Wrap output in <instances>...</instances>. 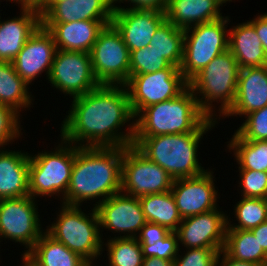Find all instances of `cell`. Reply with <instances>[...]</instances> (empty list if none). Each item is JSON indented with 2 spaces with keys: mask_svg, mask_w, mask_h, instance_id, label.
<instances>
[{
  "mask_svg": "<svg viewBox=\"0 0 267 266\" xmlns=\"http://www.w3.org/2000/svg\"><path fill=\"white\" fill-rule=\"evenodd\" d=\"M71 102L61 125V139L78 147L133 145L135 121H129L135 117L125 85L101 84ZM127 122L128 130L121 132Z\"/></svg>",
  "mask_w": 267,
  "mask_h": 266,
  "instance_id": "1",
  "label": "cell"
},
{
  "mask_svg": "<svg viewBox=\"0 0 267 266\" xmlns=\"http://www.w3.org/2000/svg\"><path fill=\"white\" fill-rule=\"evenodd\" d=\"M123 147H78L63 204L99 199L94 207L121 192ZM101 197V198H99Z\"/></svg>",
  "mask_w": 267,
  "mask_h": 266,
  "instance_id": "2",
  "label": "cell"
},
{
  "mask_svg": "<svg viewBox=\"0 0 267 266\" xmlns=\"http://www.w3.org/2000/svg\"><path fill=\"white\" fill-rule=\"evenodd\" d=\"M135 118L134 137L208 132L217 123L200 110L189 87L176 98L144 108Z\"/></svg>",
  "mask_w": 267,
  "mask_h": 266,
  "instance_id": "3",
  "label": "cell"
},
{
  "mask_svg": "<svg viewBox=\"0 0 267 266\" xmlns=\"http://www.w3.org/2000/svg\"><path fill=\"white\" fill-rule=\"evenodd\" d=\"M204 134L206 132L134 137L133 146L173 179L195 177L207 171L197 158L199 142Z\"/></svg>",
  "mask_w": 267,
  "mask_h": 266,
  "instance_id": "4",
  "label": "cell"
},
{
  "mask_svg": "<svg viewBox=\"0 0 267 266\" xmlns=\"http://www.w3.org/2000/svg\"><path fill=\"white\" fill-rule=\"evenodd\" d=\"M239 72L237 60L227 50L215 57L188 82V87L194 92L200 110L208 118L215 121L221 116L225 118L224 115L233 106L235 100ZM218 101L221 103L217 110L219 117L214 113L216 111L213 110L215 107L212 103H219Z\"/></svg>",
  "mask_w": 267,
  "mask_h": 266,
  "instance_id": "5",
  "label": "cell"
},
{
  "mask_svg": "<svg viewBox=\"0 0 267 266\" xmlns=\"http://www.w3.org/2000/svg\"><path fill=\"white\" fill-rule=\"evenodd\" d=\"M91 210V213L86 214L78 205L62 203L55 223L47 226L45 230L89 264L98 259L103 252L98 215L94 207Z\"/></svg>",
  "mask_w": 267,
  "mask_h": 266,
  "instance_id": "6",
  "label": "cell"
},
{
  "mask_svg": "<svg viewBox=\"0 0 267 266\" xmlns=\"http://www.w3.org/2000/svg\"><path fill=\"white\" fill-rule=\"evenodd\" d=\"M58 145L54 151L30 155L29 192L34 199L54 194L63 199L66 194L75 160V145L63 139Z\"/></svg>",
  "mask_w": 267,
  "mask_h": 266,
  "instance_id": "7",
  "label": "cell"
},
{
  "mask_svg": "<svg viewBox=\"0 0 267 266\" xmlns=\"http://www.w3.org/2000/svg\"><path fill=\"white\" fill-rule=\"evenodd\" d=\"M228 22L230 19L226 16L184 30L183 60L179 70L187 82L215 57L228 50Z\"/></svg>",
  "mask_w": 267,
  "mask_h": 266,
  "instance_id": "8",
  "label": "cell"
},
{
  "mask_svg": "<svg viewBox=\"0 0 267 266\" xmlns=\"http://www.w3.org/2000/svg\"><path fill=\"white\" fill-rule=\"evenodd\" d=\"M92 69L100 84L124 85L130 78V52L111 23L98 34L90 51Z\"/></svg>",
  "mask_w": 267,
  "mask_h": 266,
  "instance_id": "9",
  "label": "cell"
},
{
  "mask_svg": "<svg viewBox=\"0 0 267 266\" xmlns=\"http://www.w3.org/2000/svg\"><path fill=\"white\" fill-rule=\"evenodd\" d=\"M134 117L144 108L176 98L187 87L188 82L175 65L153 73L137 74L124 84Z\"/></svg>",
  "mask_w": 267,
  "mask_h": 266,
  "instance_id": "10",
  "label": "cell"
},
{
  "mask_svg": "<svg viewBox=\"0 0 267 266\" xmlns=\"http://www.w3.org/2000/svg\"><path fill=\"white\" fill-rule=\"evenodd\" d=\"M173 177L157 163L148 160L133 145L123 147L121 192L141 197L171 191Z\"/></svg>",
  "mask_w": 267,
  "mask_h": 266,
  "instance_id": "11",
  "label": "cell"
},
{
  "mask_svg": "<svg viewBox=\"0 0 267 266\" xmlns=\"http://www.w3.org/2000/svg\"><path fill=\"white\" fill-rule=\"evenodd\" d=\"M36 200L30 195L0 200V238L25 245L27 254L43 234Z\"/></svg>",
  "mask_w": 267,
  "mask_h": 266,
  "instance_id": "12",
  "label": "cell"
},
{
  "mask_svg": "<svg viewBox=\"0 0 267 266\" xmlns=\"http://www.w3.org/2000/svg\"><path fill=\"white\" fill-rule=\"evenodd\" d=\"M48 80L52 87L72 98L101 85L94 75L90 53L60 49L56 50Z\"/></svg>",
  "mask_w": 267,
  "mask_h": 266,
  "instance_id": "13",
  "label": "cell"
},
{
  "mask_svg": "<svg viewBox=\"0 0 267 266\" xmlns=\"http://www.w3.org/2000/svg\"><path fill=\"white\" fill-rule=\"evenodd\" d=\"M219 210V211H218ZM220 209L182 219L177 230L178 245L189 248H212L220 252L224 249L227 219Z\"/></svg>",
  "mask_w": 267,
  "mask_h": 266,
  "instance_id": "14",
  "label": "cell"
},
{
  "mask_svg": "<svg viewBox=\"0 0 267 266\" xmlns=\"http://www.w3.org/2000/svg\"><path fill=\"white\" fill-rule=\"evenodd\" d=\"M94 208L102 229L124 234L117 238H136L147 223L139 198L122 192L110 196Z\"/></svg>",
  "mask_w": 267,
  "mask_h": 266,
  "instance_id": "15",
  "label": "cell"
},
{
  "mask_svg": "<svg viewBox=\"0 0 267 266\" xmlns=\"http://www.w3.org/2000/svg\"><path fill=\"white\" fill-rule=\"evenodd\" d=\"M213 178V171L207 169L195 177L174 179L171 193L182 219L218 208Z\"/></svg>",
  "mask_w": 267,
  "mask_h": 266,
  "instance_id": "16",
  "label": "cell"
},
{
  "mask_svg": "<svg viewBox=\"0 0 267 266\" xmlns=\"http://www.w3.org/2000/svg\"><path fill=\"white\" fill-rule=\"evenodd\" d=\"M112 24L121 33L129 52L149 46L158 27L166 20L156 9H128L113 5Z\"/></svg>",
  "mask_w": 267,
  "mask_h": 266,
  "instance_id": "17",
  "label": "cell"
},
{
  "mask_svg": "<svg viewBox=\"0 0 267 266\" xmlns=\"http://www.w3.org/2000/svg\"><path fill=\"white\" fill-rule=\"evenodd\" d=\"M56 50L52 34L40 25L12 61L15 72L28 85L43 71L49 77Z\"/></svg>",
  "mask_w": 267,
  "mask_h": 266,
  "instance_id": "18",
  "label": "cell"
},
{
  "mask_svg": "<svg viewBox=\"0 0 267 266\" xmlns=\"http://www.w3.org/2000/svg\"><path fill=\"white\" fill-rule=\"evenodd\" d=\"M267 106V66L240 69L233 106L224 115H247Z\"/></svg>",
  "mask_w": 267,
  "mask_h": 266,
  "instance_id": "19",
  "label": "cell"
},
{
  "mask_svg": "<svg viewBox=\"0 0 267 266\" xmlns=\"http://www.w3.org/2000/svg\"><path fill=\"white\" fill-rule=\"evenodd\" d=\"M113 11V0H60L41 15V23L112 21Z\"/></svg>",
  "mask_w": 267,
  "mask_h": 266,
  "instance_id": "20",
  "label": "cell"
},
{
  "mask_svg": "<svg viewBox=\"0 0 267 266\" xmlns=\"http://www.w3.org/2000/svg\"><path fill=\"white\" fill-rule=\"evenodd\" d=\"M112 21L81 20L68 23H41L53 36L56 48L90 53L99 32Z\"/></svg>",
  "mask_w": 267,
  "mask_h": 266,
  "instance_id": "21",
  "label": "cell"
},
{
  "mask_svg": "<svg viewBox=\"0 0 267 266\" xmlns=\"http://www.w3.org/2000/svg\"><path fill=\"white\" fill-rule=\"evenodd\" d=\"M19 16L0 20V61L12 62L28 38L41 25L37 9L21 7Z\"/></svg>",
  "mask_w": 267,
  "mask_h": 266,
  "instance_id": "22",
  "label": "cell"
},
{
  "mask_svg": "<svg viewBox=\"0 0 267 266\" xmlns=\"http://www.w3.org/2000/svg\"><path fill=\"white\" fill-rule=\"evenodd\" d=\"M28 154L0 148V200L30 195Z\"/></svg>",
  "mask_w": 267,
  "mask_h": 266,
  "instance_id": "23",
  "label": "cell"
},
{
  "mask_svg": "<svg viewBox=\"0 0 267 266\" xmlns=\"http://www.w3.org/2000/svg\"><path fill=\"white\" fill-rule=\"evenodd\" d=\"M229 30L228 50L237 60L240 69L267 66V54L255 27L249 21L239 23Z\"/></svg>",
  "mask_w": 267,
  "mask_h": 266,
  "instance_id": "24",
  "label": "cell"
},
{
  "mask_svg": "<svg viewBox=\"0 0 267 266\" xmlns=\"http://www.w3.org/2000/svg\"><path fill=\"white\" fill-rule=\"evenodd\" d=\"M165 15L167 21L184 30L223 17L213 0H169Z\"/></svg>",
  "mask_w": 267,
  "mask_h": 266,
  "instance_id": "25",
  "label": "cell"
},
{
  "mask_svg": "<svg viewBox=\"0 0 267 266\" xmlns=\"http://www.w3.org/2000/svg\"><path fill=\"white\" fill-rule=\"evenodd\" d=\"M27 255L39 266H89V263L46 231Z\"/></svg>",
  "mask_w": 267,
  "mask_h": 266,
  "instance_id": "26",
  "label": "cell"
},
{
  "mask_svg": "<svg viewBox=\"0 0 267 266\" xmlns=\"http://www.w3.org/2000/svg\"><path fill=\"white\" fill-rule=\"evenodd\" d=\"M145 219L175 232L182 222L171 191L139 197Z\"/></svg>",
  "mask_w": 267,
  "mask_h": 266,
  "instance_id": "27",
  "label": "cell"
},
{
  "mask_svg": "<svg viewBox=\"0 0 267 266\" xmlns=\"http://www.w3.org/2000/svg\"><path fill=\"white\" fill-rule=\"evenodd\" d=\"M28 86L15 72L12 62L0 61V104L13 108L19 114L21 109L31 107L33 96Z\"/></svg>",
  "mask_w": 267,
  "mask_h": 266,
  "instance_id": "28",
  "label": "cell"
},
{
  "mask_svg": "<svg viewBox=\"0 0 267 266\" xmlns=\"http://www.w3.org/2000/svg\"><path fill=\"white\" fill-rule=\"evenodd\" d=\"M223 250L233 259L267 266V253L251 230H226Z\"/></svg>",
  "mask_w": 267,
  "mask_h": 266,
  "instance_id": "29",
  "label": "cell"
},
{
  "mask_svg": "<svg viewBox=\"0 0 267 266\" xmlns=\"http://www.w3.org/2000/svg\"><path fill=\"white\" fill-rule=\"evenodd\" d=\"M149 49L162 54L172 65L180 68L183 60L184 29L175 27L165 20L155 31Z\"/></svg>",
  "mask_w": 267,
  "mask_h": 266,
  "instance_id": "30",
  "label": "cell"
},
{
  "mask_svg": "<svg viewBox=\"0 0 267 266\" xmlns=\"http://www.w3.org/2000/svg\"><path fill=\"white\" fill-rule=\"evenodd\" d=\"M228 143L229 151L234 150L239 170L267 172V141L243 140L234 133Z\"/></svg>",
  "mask_w": 267,
  "mask_h": 266,
  "instance_id": "31",
  "label": "cell"
},
{
  "mask_svg": "<svg viewBox=\"0 0 267 266\" xmlns=\"http://www.w3.org/2000/svg\"><path fill=\"white\" fill-rule=\"evenodd\" d=\"M234 207L238 224H231L230 218L227 219V230H251L267 221V205L263 198L242 197Z\"/></svg>",
  "mask_w": 267,
  "mask_h": 266,
  "instance_id": "32",
  "label": "cell"
},
{
  "mask_svg": "<svg viewBox=\"0 0 267 266\" xmlns=\"http://www.w3.org/2000/svg\"><path fill=\"white\" fill-rule=\"evenodd\" d=\"M106 245L109 266H142L144 256L137 238H111Z\"/></svg>",
  "mask_w": 267,
  "mask_h": 266,
  "instance_id": "33",
  "label": "cell"
},
{
  "mask_svg": "<svg viewBox=\"0 0 267 266\" xmlns=\"http://www.w3.org/2000/svg\"><path fill=\"white\" fill-rule=\"evenodd\" d=\"M172 64L162 54L146 46L130 52V77L169 68Z\"/></svg>",
  "mask_w": 267,
  "mask_h": 266,
  "instance_id": "34",
  "label": "cell"
},
{
  "mask_svg": "<svg viewBox=\"0 0 267 266\" xmlns=\"http://www.w3.org/2000/svg\"><path fill=\"white\" fill-rule=\"evenodd\" d=\"M245 118L235 133L243 140L267 141V106L250 112Z\"/></svg>",
  "mask_w": 267,
  "mask_h": 266,
  "instance_id": "35",
  "label": "cell"
},
{
  "mask_svg": "<svg viewBox=\"0 0 267 266\" xmlns=\"http://www.w3.org/2000/svg\"><path fill=\"white\" fill-rule=\"evenodd\" d=\"M242 197L265 198L267 194V172L239 170Z\"/></svg>",
  "mask_w": 267,
  "mask_h": 266,
  "instance_id": "36",
  "label": "cell"
},
{
  "mask_svg": "<svg viewBox=\"0 0 267 266\" xmlns=\"http://www.w3.org/2000/svg\"><path fill=\"white\" fill-rule=\"evenodd\" d=\"M19 113L13 108L0 104V147L14 142L17 137H21V126ZM20 129V130H19Z\"/></svg>",
  "mask_w": 267,
  "mask_h": 266,
  "instance_id": "37",
  "label": "cell"
},
{
  "mask_svg": "<svg viewBox=\"0 0 267 266\" xmlns=\"http://www.w3.org/2000/svg\"><path fill=\"white\" fill-rule=\"evenodd\" d=\"M144 257H156L174 261L181 248L178 245L176 232H169L162 240L153 245H141Z\"/></svg>",
  "mask_w": 267,
  "mask_h": 266,
  "instance_id": "38",
  "label": "cell"
},
{
  "mask_svg": "<svg viewBox=\"0 0 267 266\" xmlns=\"http://www.w3.org/2000/svg\"><path fill=\"white\" fill-rule=\"evenodd\" d=\"M184 254L178 252L173 266H215L219 252L212 248H189Z\"/></svg>",
  "mask_w": 267,
  "mask_h": 266,
  "instance_id": "39",
  "label": "cell"
},
{
  "mask_svg": "<svg viewBox=\"0 0 267 266\" xmlns=\"http://www.w3.org/2000/svg\"><path fill=\"white\" fill-rule=\"evenodd\" d=\"M169 232L164 226L147 222L136 238L141 245H153L156 241L162 240Z\"/></svg>",
  "mask_w": 267,
  "mask_h": 266,
  "instance_id": "40",
  "label": "cell"
},
{
  "mask_svg": "<svg viewBox=\"0 0 267 266\" xmlns=\"http://www.w3.org/2000/svg\"><path fill=\"white\" fill-rule=\"evenodd\" d=\"M124 1H130V7H128V9H156L165 12L169 0H113V5L117 2L121 4V2L123 3Z\"/></svg>",
  "mask_w": 267,
  "mask_h": 266,
  "instance_id": "41",
  "label": "cell"
},
{
  "mask_svg": "<svg viewBox=\"0 0 267 266\" xmlns=\"http://www.w3.org/2000/svg\"><path fill=\"white\" fill-rule=\"evenodd\" d=\"M249 22L255 27L256 34L262 42V47L267 54V13L258 15Z\"/></svg>",
  "mask_w": 267,
  "mask_h": 266,
  "instance_id": "42",
  "label": "cell"
},
{
  "mask_svg": "<svg viewBox=\"0 0 267 266\" xmlns=\"http://www.w3.org/2000/svg\"><path fill=\"white\" fill-rule=\"evenodd\" d=\"M215 266H259V265L255 263L233 259L224 250H222L218 254Z\"/></svg>",
  "mask_w": 267,
  "mask_h": 266,
  "instance_id": "43",
  "label": "cell"
},
{
  "mask_svg": "<svg viewBox=\"0 0 267 266\" xmlns=\"http://www.w3.org/2000/svg\"><path fill=\"white\" fill-rule=\"evenodd\" d=\"M255 238H257L259 245L267 253V221L261 223L257 227L251 229Z\"/></svg>",
  "mask_w": 267,
  "mask_h": 266,
  "instance_id": "44",
  "label": "cell"
},
{
  "mask_svg": "<svg viewBox=\"0 0 267 266\" xmlns=\"http://www.w3.org/2000/svg\"><path fill=\"white\" fill-rule=\"evenodd\" d=\"M142 266H173V261L156 257H144Z\"/></svg>",
  "mask_w": 267,
  "mask_h": 266,
  "instance_id": "45",
  "label": "cell"
},
{
  "mask_svg": "<svg viewBox=\"0 0 267 266\" xmlns=\"http://www.w3.org/2000/svg\"><path fill=\"white\" fill-rule=\"evenodd\" d=\"M48 0H20L17 4H19L20 8H34L39 10Z\"/></svg>",
  "mask_w": 267,
  "mask_h": 266,
  "instance_id": "46",
  "label": "cell"
},
{
  "mask_svg": "<svg viewBox=\"0 0 267 266\" xmlns=\"http://www.w3.org/2000/svg\"><path fill=\"white\" fill-rule=\"evenodd\" d=\"M22 256V264H24L23 266H39L27 254L23 253Z\"/></svg>",
  "mask_w": 267,
  "mask_h": 266,
  "instance_id": "47",
  "label": "cell"
},
{
  "mask_svg": "<svg viewBox=\"0 0 267 266\" xmlns=\"http://www.w3.org/2000/svg\"><path fill=\"white\" fill-rule=\"evenodd\" d=\"M55 1L60 0H48L38 11L42 15Z\"/></svg>",
  "mask_w": 267,
  "mask_h": 266,
  "instance_id": "48",
  "label": "cell"
},
{
  "mask_svg": "<svg viewBox=\"0 0 267 266\" xmlns=\"http://www.w3.org/2000/svg\"><path fill=\"white\" fill-rule=\"evenodd\" d=\"M213 1H215L221 7L223 6L224 3L228 2V1L232 2V0H213Z\"/></svg>",
  "mask_w": 267,
  "mask_h": 266,
  "instance_id": "49",
  "label": "cell"
},
{
  "mask_svg": "<svg viewBox=\"0 0 267 266\" xmlns=\"http://www.w3.org/2000/svg\"><path fill=\"white\" fill-rule=\"evenodd\" d=\"M7 1V0H6ZM8 1H14V2H16V3H18L20 0H8Z\"/></svg>",
  "mask_w": 267,
  "mask_h": 266,
  "instance_id": "50",
  "label": "cell"
},
{
  "mask_svg": "<svg viewBox=\"0 0 267 266\" xmlns=\"http://www.w3.org/2000/svg\"><path fill=\"white\" fill-rule=\"evenodd\" d=\"M264 199H265V202H266V205H267V194H266V196H265V198H264Z\"/></svg>",
  "mask_w": 267,
  "mask_h": 266,
  "instance_id": "51",
  "label": "cell"
}]
</instances>
